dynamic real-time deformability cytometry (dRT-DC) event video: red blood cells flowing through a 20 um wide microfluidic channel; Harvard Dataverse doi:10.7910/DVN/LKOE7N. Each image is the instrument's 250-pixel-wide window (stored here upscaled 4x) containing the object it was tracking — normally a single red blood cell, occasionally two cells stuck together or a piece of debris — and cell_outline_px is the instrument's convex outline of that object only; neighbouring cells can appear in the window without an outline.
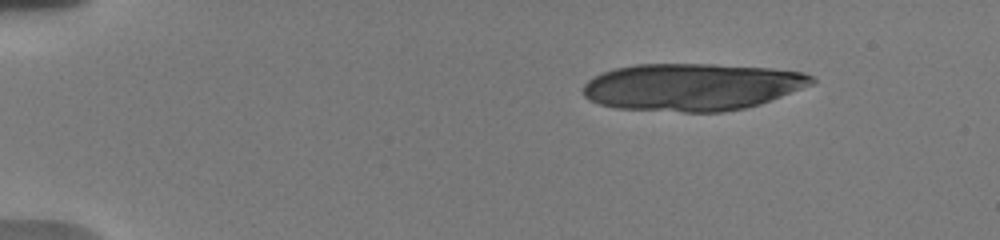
{"species": "human", "species_latin": "Homo sapiens", "temperature_condition": "warm", "stored_images_in_passage": 18, "camera_frame_rate_fps": 3000, "um_per_image_px": 0.085, "donor": {"sex": "male"}, "frame": {"image": 1, "passage_image": 1, "time_ms": 0.0, "image_size_px": [1000, 240], "cell_outline_px": [[816, 80], [812, 84], [760, 104], [744, 108], [720, 112], [684, 112], [616, 108], [600, 104], [588, 100], [584, 96], [584, 84], [592, 76], [616, 68], [636, 64], [716, 64], [772, 68], [804, 72], [812, 76]], "centroid_in_image_um": [58.81, 7.38], "position_along_channel_um": 26.2, "area_um2": 63.06}}